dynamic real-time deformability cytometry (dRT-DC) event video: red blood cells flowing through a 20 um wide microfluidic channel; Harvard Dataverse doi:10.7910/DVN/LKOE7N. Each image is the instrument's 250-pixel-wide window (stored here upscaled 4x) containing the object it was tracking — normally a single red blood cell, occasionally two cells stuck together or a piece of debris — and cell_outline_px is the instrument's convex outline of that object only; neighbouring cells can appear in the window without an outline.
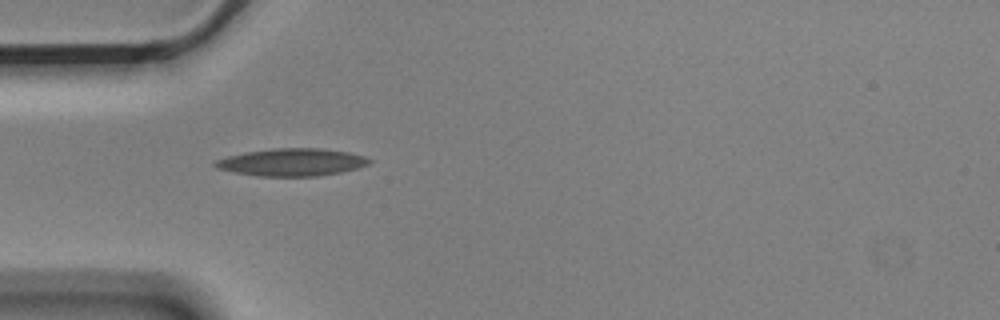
{"species": "Egyptian fruit bat (a non-hibernating species)", "species_latin": "Rousettus aegyptiacus", "temperature_condition": "cold", "stored_images_in_passage": 3, "camera_frame_rate_fps": 3000, "um_per_image_px": 0.085, "animal": {"sex": "male"}, "frame": {"image": 1, "passage_image": 2, "time_ms": 0.333, "image_size_px": [1000, 320], "cell_outline_px": [[372, 160], [368, 164], [356, 168], [340, 172], [316, 176], [256, 176], [216, 168], [212, 164], [216, 160], [228, 156], [244, 152], [272, 148], [320, 148], [348, 152], [364, 156]], "centroid_in_image_um": [24.78, 13.78], "position_along_channel_um": 60.2, "area_um2": 24.57}}
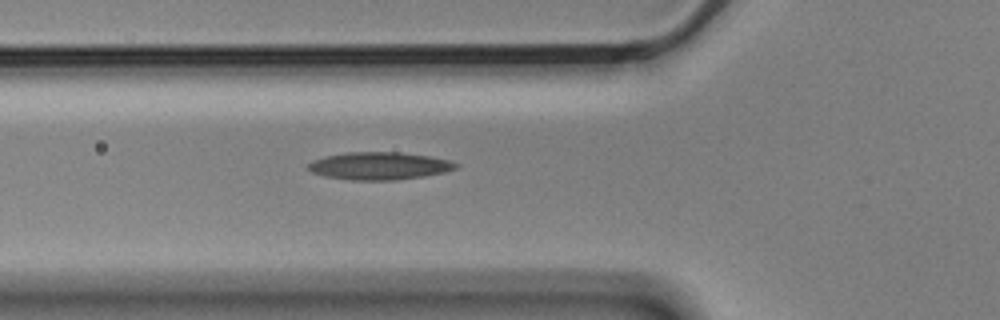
{"frame": {"image": 2, "passage_image": 3, "time_ms": 0.667, "image_size_px": [1000, 320], "cell_outline_px": [[460, 164], [456, 168], [444, 172], [424, 176], [396, 180], [348, 180], [324, 176], [312, 172], [308, 168], [308, 164], [312, 160], [328, 156], [348, 152], [400, 152], [428, 156], [448, 160]], "centroid_in_image_um": [32.24, 14.1], "position_along_channel_um": 93.6, "area_um2": 23.64}}